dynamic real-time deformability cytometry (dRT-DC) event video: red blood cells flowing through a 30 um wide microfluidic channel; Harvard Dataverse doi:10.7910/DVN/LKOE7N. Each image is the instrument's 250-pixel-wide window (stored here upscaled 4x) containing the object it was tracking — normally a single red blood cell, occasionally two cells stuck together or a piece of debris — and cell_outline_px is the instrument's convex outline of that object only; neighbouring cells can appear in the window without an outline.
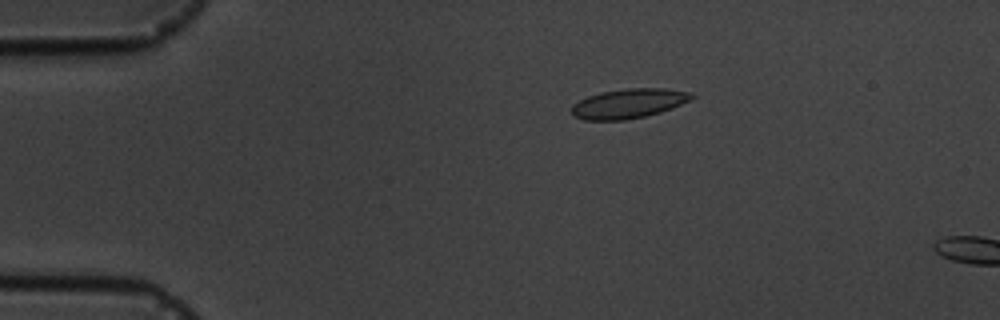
{"species": "common noctule bat (a hibernating species)", "species_latin": "Nyctalus noctula", "temperature_condition": "cold", "stored_images_in_passage": 2, "camera_frame_rate_fps": 3000, "um_per_image_px": 0.085, "animal": {"sex": "male", "body_mass_g": 19.5, "forearm_length_mm": 54.6}, "frame": {"image": 1, "passage_image": 1, "time_ms": 0.0, "image_size_px": [1000, 320], "cell_outline_px": [[696, 96], [672, 108], [660, 112], [644, 116], [624, 120], [584, 120], [572, 116], [572, 104], [588, 96], [600, 92], [624, 88], [664, 88], [692, 92]], "centroid_in_image_um": [53.41, 8.79], "position_along_channel_um": 31.6, "area_um2": 20.69}}